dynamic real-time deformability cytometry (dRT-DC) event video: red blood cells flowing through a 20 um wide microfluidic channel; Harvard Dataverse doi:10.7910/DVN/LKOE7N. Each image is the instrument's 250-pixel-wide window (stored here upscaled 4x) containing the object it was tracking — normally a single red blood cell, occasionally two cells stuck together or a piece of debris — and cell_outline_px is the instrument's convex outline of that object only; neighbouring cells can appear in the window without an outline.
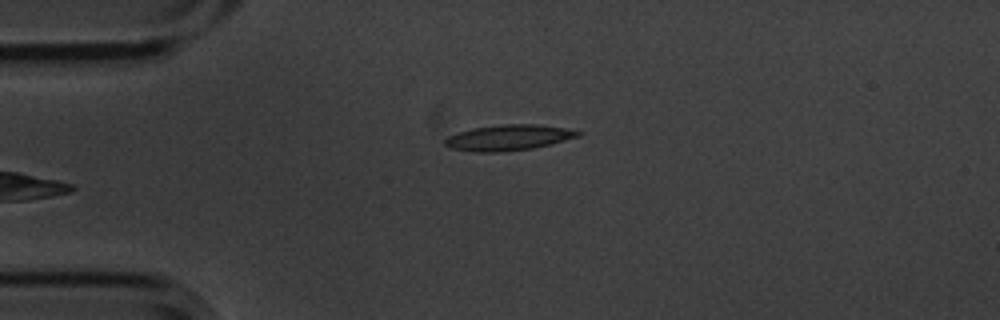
{"species": "common noctule bat (a hibernating species)", "species_latin": "Nyctalus noctula", "temperature_condition": "cold", "stored_images_in_passage": 3, "camera_frame_rate_fps": 3000, "um_per_image_px": 0.085, "animal": {"sex": "male", "body_mass_g": 20.1, "forearm_length_mm": 53.5}, "frame": {"image": 1, "passage_image": 3, "time_ms": 0.667, "image_size_px": [1000, 320], "cell_outline_px": [[584, 132], [580, 136], [532, 148], [500, 152], [476, 152], [448, 148], [444, 144], [444, 140], [448, 136], [472, 128], [504, 124], [536, 124], [564, 128]], "centroid_in_image_um": [43.19, 11.7], "position_along_channel_um": 41.8, "area_um2": 19.77}}